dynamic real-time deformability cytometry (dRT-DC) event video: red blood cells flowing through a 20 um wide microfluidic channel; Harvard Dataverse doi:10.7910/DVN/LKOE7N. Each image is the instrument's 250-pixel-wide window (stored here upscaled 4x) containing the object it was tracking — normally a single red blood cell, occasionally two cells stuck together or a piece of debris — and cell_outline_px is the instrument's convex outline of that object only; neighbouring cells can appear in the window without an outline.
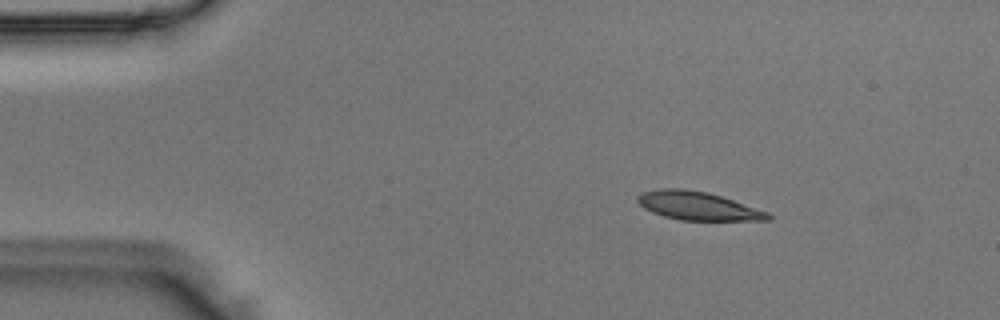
{"species": "Egyptian fruit bat (a non-hibernating species)", "species_latin": "Rousettus aegyptiacus", "temperature_condition": "room temperature", "stored_images_in_passage": 49, "camera_frame_rate_fps": 3000, "um_per_image_px": 0.085, "animal": {"sex": "male"}, "frame": {"image": 1, "passage_image": 7, "time_ms": 2.0, "image_size_px": [1000, 320], "cell_outline_px": [[772, 220], [680, 220], [664, 216], [652, 212], [644, 208], [636, 200], [636, 196], [640, 192], [660, 188], [680, 188], [708, 192], [768, 212], [772, 216]], "centroid_in_image_um": [59.27, 17.49], "position_along_channel_um": 25.7, "area_um2": 21.5}}
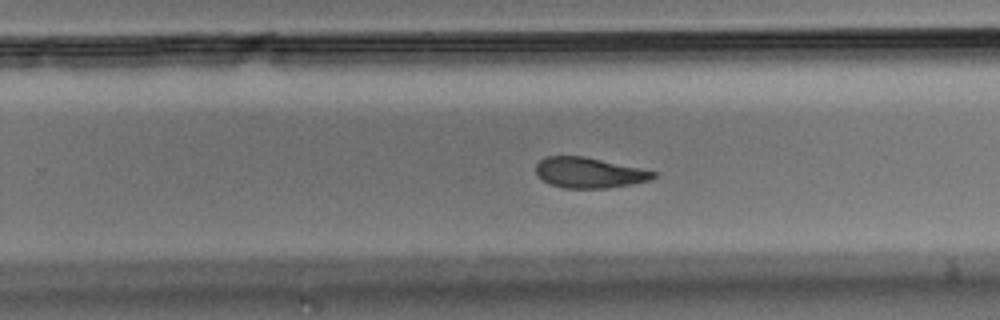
{"frame": {"image": 2, "passage_image": 31, "time_ms": 10.0, "image_size_px": [1000, 320], "cell_outline_px": [[656, 176], [648, 180], [632, 184], [608, 188], [564, 188], [548, 184], [536, 172], [536, 164], [544, 156], [584, 156], [640, 168], [656, 172]], "centroid_in_image_um": [50.05, 14.68], "position_along_channel_um": 279.7, "area_um2": 20.75}}
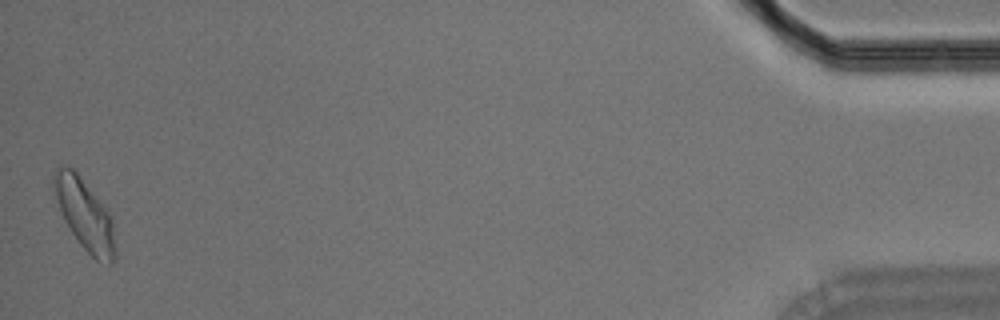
{"frame": {"image": 3, "passage_image": 49, "time_ms": 16.0, "image_size_px": [1000, 320], "cell_outline_px": [[116, 260], [112, 264], [108, 264], [96, 260], [80, 244], [64, 220], [56, 196], [52, 180], [52, 172], [56, 168], [64, 164], [72, 168], [76, 172], [112, 216], [116, 248]], "centroid_in_image_um": [7.22, 18.26], "position_along_channel_um": 428.0, "area_um2": 25.14}}